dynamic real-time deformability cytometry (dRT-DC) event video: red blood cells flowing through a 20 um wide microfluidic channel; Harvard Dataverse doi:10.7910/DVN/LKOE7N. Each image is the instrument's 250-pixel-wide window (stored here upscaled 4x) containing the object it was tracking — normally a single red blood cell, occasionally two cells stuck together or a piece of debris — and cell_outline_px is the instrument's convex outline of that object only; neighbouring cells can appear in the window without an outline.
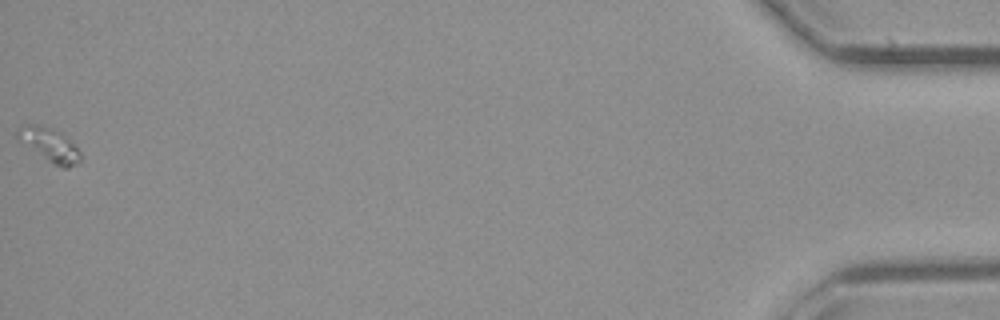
{"species": "common noctule bat (a hibernating species)", "species_latin": "Nyctalus noctula", "temperature_condition": "cold", "stored_images_in_passage": 57, "camera_frame_rate_fps": 3000, "um_per_image_px": 0.085, "animal": {"sex": "male", "body_mass_g": 23.1, "forearm_length_mm": 52.7}, "frame": {"image": 1, "passage_image": 57, "time_ms": 18.667, "image_size_px": [1000, 320], "cell_outline_px": [[80, 160], [76, 164], [68, 168], [64, 168], [52, 164], [16, 140], [16, 132], [24, 124], [36, 124], [52, 128], [60, 132], [80, 152]], "centroid_in_image_um": [4.15, 12.31], "position_along_channel_um": 431.1, "area_um2": 12.31}}